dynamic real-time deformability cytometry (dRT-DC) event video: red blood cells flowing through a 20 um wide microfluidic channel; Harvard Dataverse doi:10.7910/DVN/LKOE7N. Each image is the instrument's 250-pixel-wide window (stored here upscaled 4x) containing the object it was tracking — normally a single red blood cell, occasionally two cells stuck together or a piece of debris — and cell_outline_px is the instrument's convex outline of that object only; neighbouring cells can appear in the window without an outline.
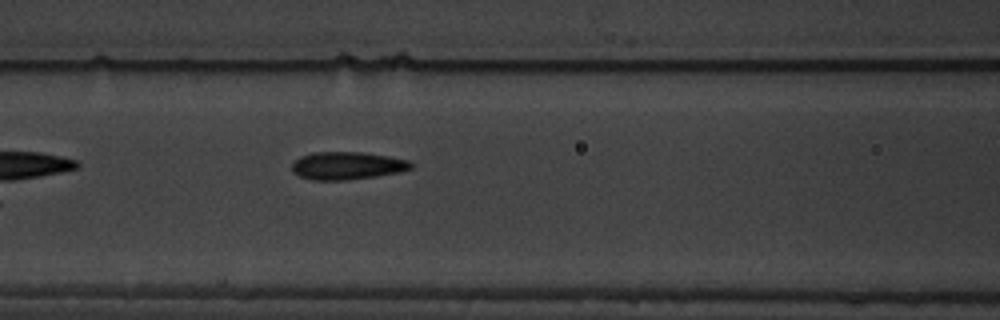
{"species": "common noctule bat (a hibernating species)", "species_latin": "Nyctalus noctula", "temperature_condition": "warm", "stored_images_in_passage": 3, "camera_frame_rate_fps": 3000, "um_per_image_px": 0.085, "animal": {"sex": "male", "body_mass_g": 19.5, "forearm_length_mm": 54.6}, "frame": {"image": 1, "passage_image": 3, "time_ms": 3.333, "image_size_px": [1000, 320], "cell_outline_px": [[412, 168], [396, 172], [376, 176], [344, 180], [312, 180], [300, 176], [292, 172], [292, 164], [300, 156], [312, 152], [360, 152], [388, 156], [408, 160], [412, 164]], "centroid_in_image_um": [29.46, 14.08], "position_along_channel_um": 137.1, "area_um2": 19.07}}